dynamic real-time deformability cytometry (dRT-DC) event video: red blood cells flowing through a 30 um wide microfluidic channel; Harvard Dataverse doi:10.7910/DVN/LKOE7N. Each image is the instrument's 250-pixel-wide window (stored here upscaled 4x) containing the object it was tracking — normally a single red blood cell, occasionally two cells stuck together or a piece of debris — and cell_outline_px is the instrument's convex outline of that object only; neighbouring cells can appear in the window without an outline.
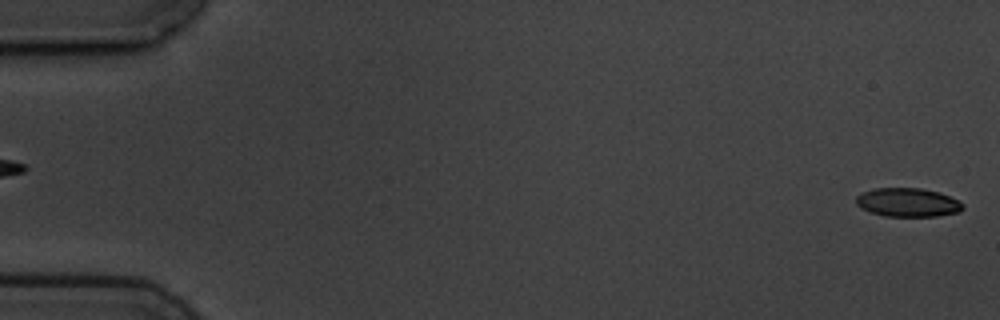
{"species": "common noctule bat (a hibernating species)", "species_latin": "Nyctalus noctula", "temperature_condition": "cold", "stored_images_in_passage": 6, "segment_of_instrument_passage": [2, 2], "camera_frame_rate_fps": 3000, "um_per_image_px": 0.085, "animal": {"sex": "male", "body_mass_g": 19.5, "forearm_length_mm": 54.6}, "frame": {"image": 1, "passage_image": 6, "time_ms": 5.667, "image_size_px": [1000, 320], "cell_outline_px": [[964, 208], [960, 212], [936, 216], [884, 216], [860, 208], [856, 204], [856, 196], [860, 192], [872, 188], [920, 188], [940, 192], [964, 204]], "centroid_in_image_um": [77.13, 17.2], "position_along_channel_um": 7.9, "area_um2": 17.98}}